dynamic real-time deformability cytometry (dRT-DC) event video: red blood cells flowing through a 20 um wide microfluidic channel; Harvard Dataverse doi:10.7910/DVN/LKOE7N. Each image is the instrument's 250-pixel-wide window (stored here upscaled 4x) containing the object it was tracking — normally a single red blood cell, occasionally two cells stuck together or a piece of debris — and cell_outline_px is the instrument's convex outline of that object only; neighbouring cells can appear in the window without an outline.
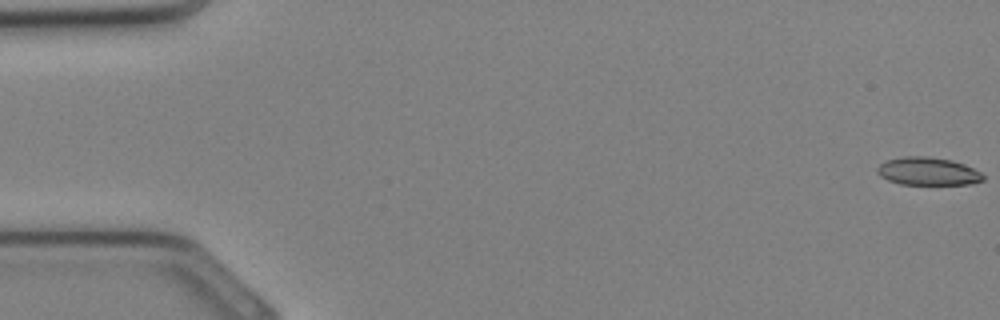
{"species": "Egyptian fruit bat (a non-hibernating species)", "species_latin": "Rousettus aegyptiacus", "temperature_condition": "cold", "stored_images_in_passage": 34, "camera_frame_rate_fps": 3000, "um_per_image_px": 0.085, "animal": {"sex": "female"}, "frame": {"image": 1, "passage_image": 1, "time_ms": 0.0, "image_size_px": [1000, 320], "cell_outline_px": [[984, 180], [972, 184], [900, 184], [888, 180], [880, 176], [876, 172], [876, 168], [880, 164], [888, 160], [904, 156], [928, 156], [952, 160], [964, 164], [980, 172], [984, 176]], "centroid_in_image_um": [78.86, 14.56], "position_along_channel_um": 6.1, "area_um2": 17.22}}
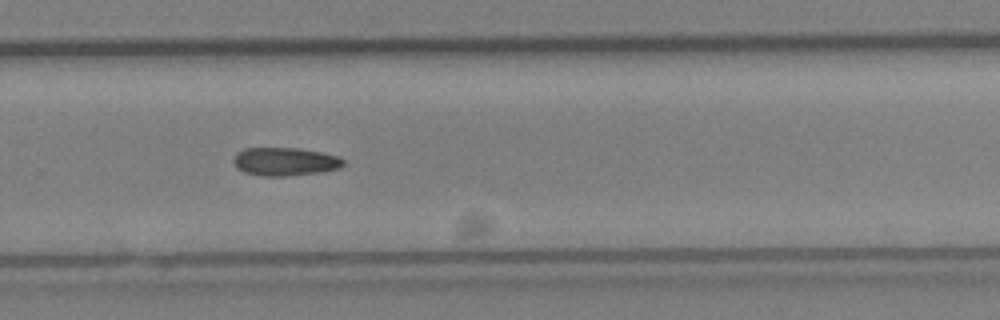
{"frame": {"image": 2, "passage_image": 23, "time_ms": 7.333, "image_size_px": [1000, 320], "cell_outline_px": [[344, 164], [340, 168], [316, 172], [284, 176], [260, 176], [244, 172], [236, 168], [232, 160], [236, 152], [244, 148], [300, 148], [340, 156], [344, 160]], "centroid_in_image_um": [24.18, 13.72], "position_along_channel_um": 305.6, "area_um2": 18.15}}
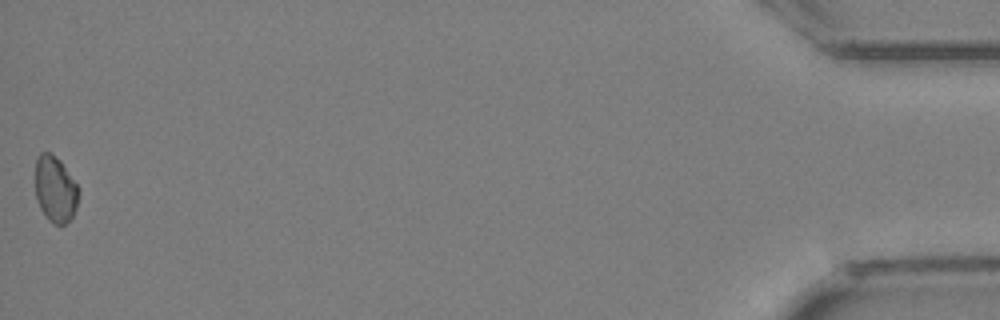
{"frame": {"image": 3, "passage_image": 34, "time_ms": 11.0, "image_size_px": [1000, 320], "cell_outline_px": [[80, 192], [76, 208], [72, 216], [64, 224], [56, 224], [48, 220], [44, 216], [36, 200], [36, 160], [40, 152], [52, 152], [60, 160], [80, 188]], "centroid_in_image_um": [4.71, 16.07], "position_along_channel_um": 430.5, "area_um2": 16.88}}